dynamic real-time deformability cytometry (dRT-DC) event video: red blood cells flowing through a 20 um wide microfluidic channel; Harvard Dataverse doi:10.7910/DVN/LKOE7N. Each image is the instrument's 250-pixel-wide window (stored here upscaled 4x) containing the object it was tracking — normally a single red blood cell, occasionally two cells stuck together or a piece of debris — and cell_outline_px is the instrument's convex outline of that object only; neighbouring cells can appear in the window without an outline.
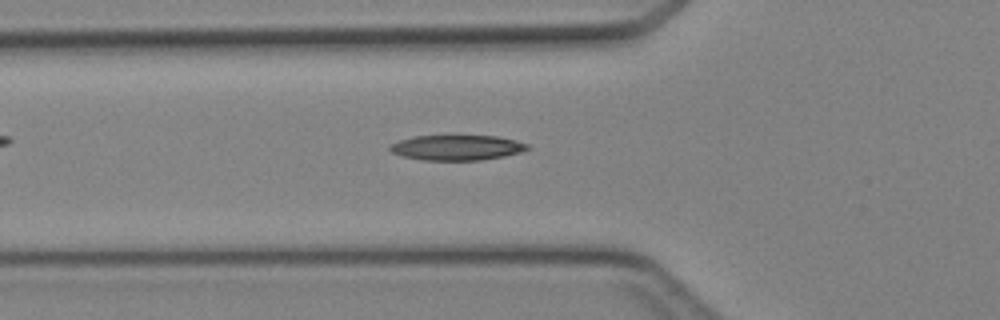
{"species": "Egyptian fruit bat (a non-hibernating species)", "species_latin": "Rousettus aegyptiacus", "temperature_condition": "cold", "stored_images_in_passage": 32, "camera_frame_rate_fps": 3000, "um_per_image_px": 0.085, "animal": {"sex": "female"}, "frame": {"image": 1, "passage_image": 3, "time_ms": 0.667, "image_size_px": [1000, 320], "cell_outline_px": [[532, 148], [520, 152], [504, 156], [480, 160], [424, 160], [404, 156], [392, 152], [388, 148], [388, 144], [412, 136], [496, 136], [516, 140], [528, 144]], "centroid_in_image_um": [38.84, 12.54], "position_along_channel_um": 87.0, "area_um2": 20.17}}
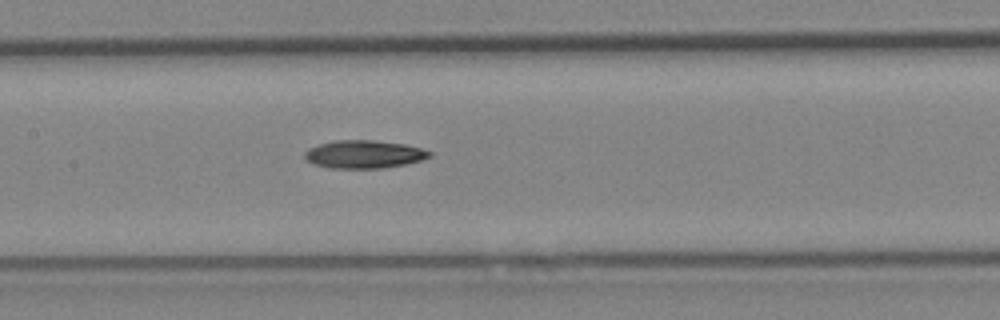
{"frame": {"image": 2, "passage_image": 9, "time_ms": 2.667, "image_size_px": [1000, 320], "cell_outline_px": [[432, 156], [420, 160], [404, 164], [384, 168], [328, 168], [312, 164], [304, 156], [304, 152], [308, 148], [320, 144], [336, 140], [372, 140], [404, 144], [420, 148], [432, 152]], "centroid_in_image_um": [30.91, 13.12], "position_along_channel_um": 176.5, "area_um2": 20.29}}
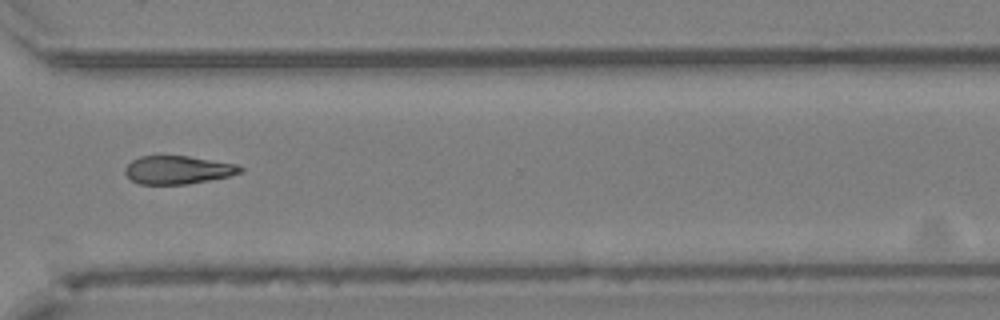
{"frame": {"image": 3, "passage_image": 21, "time_ms": 6.667, "image_size_px": [1000, 320], "cell_outline_px": [[244, 168], [240, 172], [228, 176], [188, 184], [140, 184], [132, 180], [124, 172], [124, 168], [132, 160], [140, 156], [188, 156], [236, 164]], "centroid_in_image_um": [15.09, 14.44], "position_along_channel_um": 355.5, "area_um2": 18.73}}